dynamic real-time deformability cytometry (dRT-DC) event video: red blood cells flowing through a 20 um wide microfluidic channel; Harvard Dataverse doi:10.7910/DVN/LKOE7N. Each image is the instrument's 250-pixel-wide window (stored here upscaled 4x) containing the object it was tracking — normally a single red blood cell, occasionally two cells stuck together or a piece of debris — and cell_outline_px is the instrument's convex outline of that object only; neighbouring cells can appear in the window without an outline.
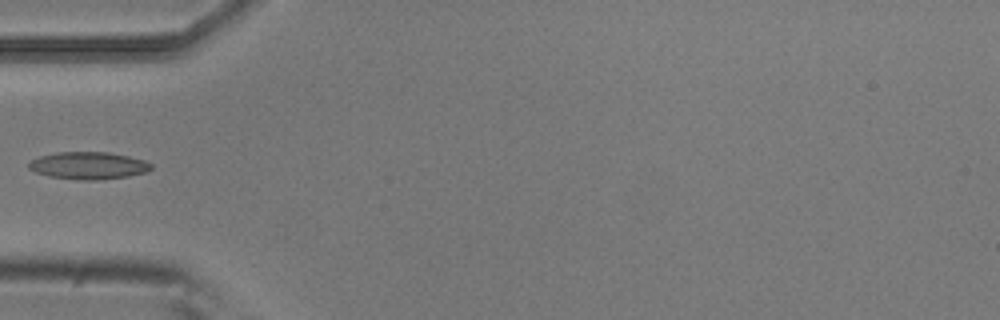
{"species": "common noctule bat (a hibernating species)", "species_latin": "Nyctalus noctula", "temperature_condition": "room temperature", "stored_images_in_passage": 6, "camera_frame_rate_fps": 3000, "um_per_image_px": 0.085, "animal": {"sex": "male", "body_mass_g": 20.5, "forearm_length_mm": 52.5}, "frame": {"image": 1, "passage_image": 5, "time_ms": 1.333, "image_size_px": [1000, 320], "cell_outline_px": [[152, 168], [144, 172], [128, 176], [100, 180], [80, 180], [48, 176], [36, 172], [28, 168], [28, 164], [32, 160], [40, 156], [56, 152], [108, 152], [128, 156], [144, 160], [152, 164]], "centroid_in_image_um": [7.51, 14.07], "position_along_channel_um": 77.5, "area_um2": 19.42}}
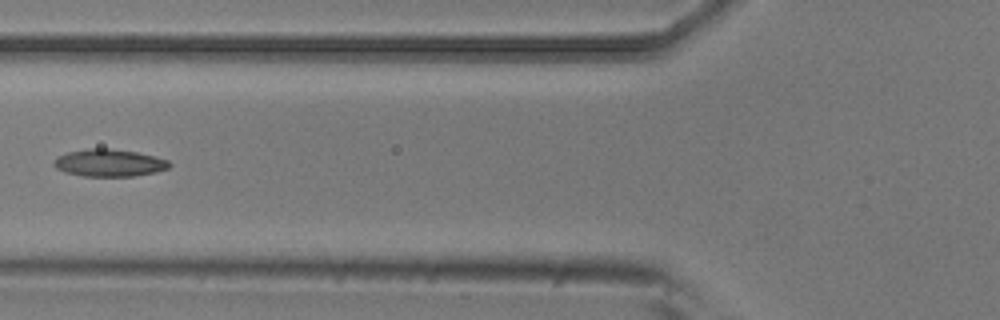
{"frame": {"image": 2, "passage_image": 6, "time_ms": 1.667, "image_size_px": [1000, 320], "cell_outline_px": [[172, 164], [168, 168], [156, 172], [132, 176], [84, 176], [64, 172], [56, 168], [52, 164], [52, 160], [56, 156], [68, 152], [88, 148], [108, 148], [136, 152], [168, 160]], "centroid_in_image_um": [9.23, 13.84], "position_along_channel_um": 116.6, "area_um2": 18.44}}